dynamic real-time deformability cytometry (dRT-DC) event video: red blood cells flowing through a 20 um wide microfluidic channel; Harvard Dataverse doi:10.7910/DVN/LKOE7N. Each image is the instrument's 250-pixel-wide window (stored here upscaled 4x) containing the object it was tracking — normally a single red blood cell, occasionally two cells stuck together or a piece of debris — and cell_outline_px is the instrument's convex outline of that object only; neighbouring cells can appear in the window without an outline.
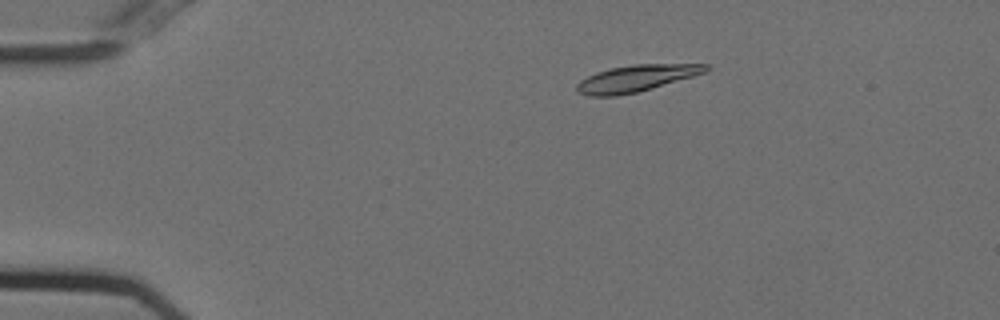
{"species": "Egyptian fruit bat (a non-hibernating species)", "species_latin": "Rousettus aegyptiacus", "temperature_condition": "cold", "stored_images_in_passage": 55, "camera_frame_rate_fps": 3000, "um_per_image_px": 0.085, "animal": {"sex": "female"}, "frame": {"image": 1, "passage_image": 11, "time_ms": 3.333, "image_size_px": [1000, 320], "cell_outline_px": [[712, 68], [704, 72], [692, 76], [652, 88], [636, 92], [616, 96], [588, 96], [576, 92], [576, 84], [580, 80], [596, 72], [612, 68], [632, 64], [708, 64]], "centroid_in_image_um": [54.04, 6.66], "position_along_channel_um": 31.0, "area_um2": 19.88}}
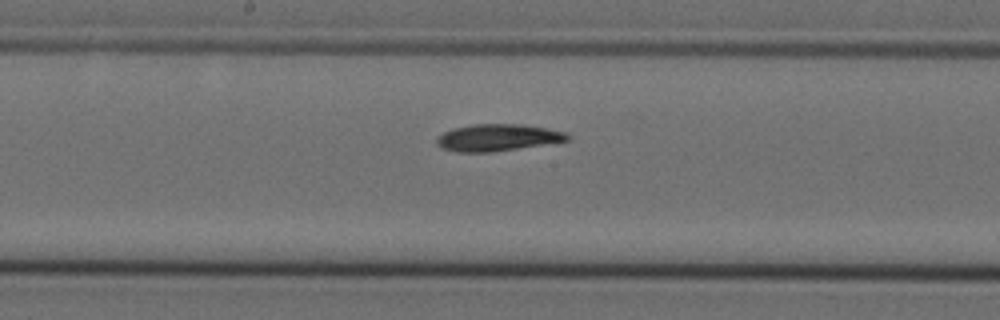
{"frame": {"image": 2, "passage_image": 30, "time_ms": 9.667, "image_size_px": [1000, 320], "cell_outline_px": [[572, 136], [568, 140], [492, 152], [456, 152], [440, 148], [436, 144], [436, 136], [452, 128], [472, 124], [520, 124], [568, 132]], "centroid_in_image_um": [42.24, 11.69], "position_along_channel_um": 206.0, "area_um2": 20.52}}
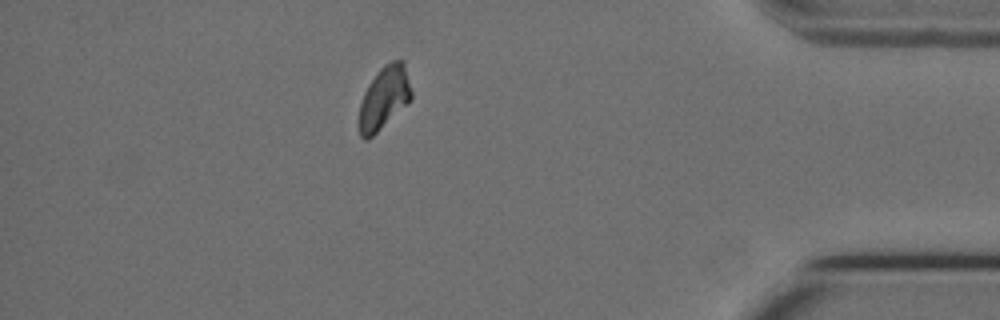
{"frame": {"image": 3, "passage_image": 49, "time_ms": 16.0, "image_size_px": [1000, 320], "cell_outline_px": [[412, 100], [408, 104], [368, 140], [364, 140], [360, 136], [356, 120], [360, 104], [364, 92], [368, 84], [376, 72], [384, 64], [392, 60], [404, 60], [412, 92]], "centroid_in_image_um": [32.62, 8.34], "position_along_channel_um": 402.6, "area_um2": 19.71}, "authors_computed_cell_mechanics": {"area_um2": 20.1144, "velocity_mm_per_s": 3.7008, "shape_relaxation_time_tau1_ms": 7.4827, "shape_relaxation_time_tau2_ms": null, "deformation_change_tau1": 0.173, "deformation_change_tau2": null}}